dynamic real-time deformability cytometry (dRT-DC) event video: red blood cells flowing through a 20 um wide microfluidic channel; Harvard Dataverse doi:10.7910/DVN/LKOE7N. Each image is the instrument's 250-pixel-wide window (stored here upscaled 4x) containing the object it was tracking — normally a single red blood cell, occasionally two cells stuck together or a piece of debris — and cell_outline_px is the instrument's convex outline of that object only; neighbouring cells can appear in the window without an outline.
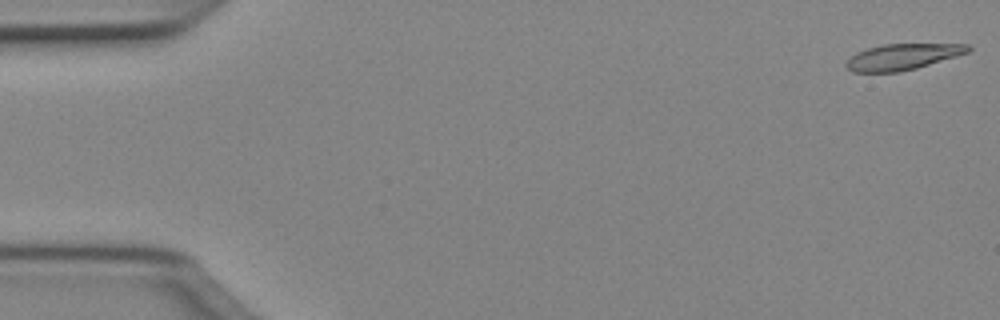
{"species": "Egyptian fruit bat (a non-hibernating species)", "species_latin": "Rousettus aegyptiacus", "temperature_condition": "cold", "stored_images_in_passage": 50, "camera_frame_rate_fps": 3000, "um_per_image_px": 0.085, "animal": {"sex": "female"}, "frame": {"image": 1, "passage_image": 1, "time_ms": 0.0, "image_size_px": [1000, 320], "cell_outline_px": [[972, 48], [968, 52], [956, 56], [916, 68], [900, 72], [852, 72], [844, 68], [844, 64], [856, 52], [868, 48], [884, 44], [968, 44]], "centroid_in_image_um": [76.67, 4.83], "position_along_channel_um": 8.3, "area_um2": 18.44}}
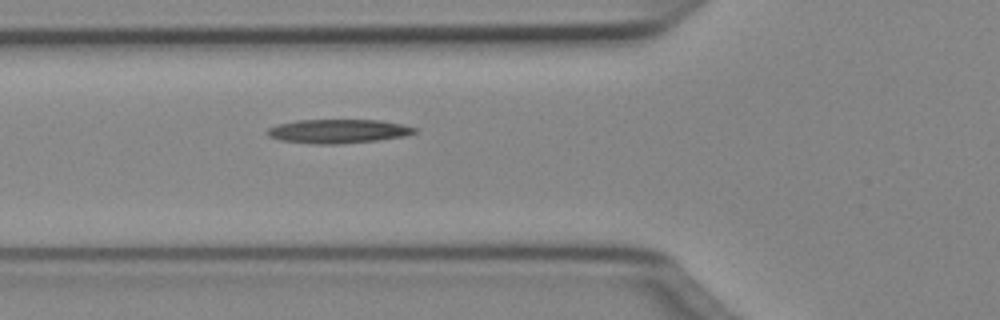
{"frame": {"image": 2, "passage_image": 18, "time_ms": 5.667, "image_size_px": [1000, 320], "cell_outline_px": [[416, 132], [404, 136], [380, 140], [340, 144], [312, 144], [280, 140], [268, 136], [264, 132], [268, 128], [276, 124], [296, 120], [380, 120], [400, 124], [416, 128]], "centroid_in_image_um": [28.68, 11.16], "position_along_channel_um": 97.1, "area_um2": 20.69}}
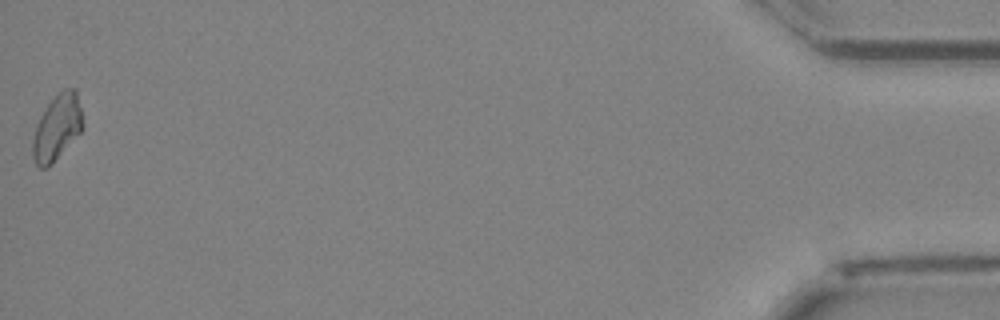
{"frame": {"image": 3, "passage_image": 50, "time_ms": 16.333, "image_size_px": [1000, 320], "cell_outline_px": [[84, 128], [52, 164], [48, 168], [40, 168], [36, 164], [32, 156], [32, 140], [36, 124], [40, 116], [48, 104], [64, 88], [76, 88], [84, 124]], "centroid_in_image_um": [4.85, 10.86], "position_along_channel_um": 430.4, "area_um2": 19.19}}